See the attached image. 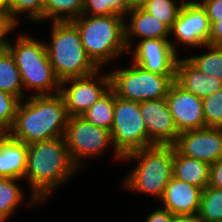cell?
<instances>
[{
	"instance_id": "obj_16",
	"label": "cell",
	"mask_w": 222,
	"mask_h": 222,
	"mask_svg": "<svg viewBox=\"0 0 222 222\" xmlns=\"http://www.w3.org/2000/svg\"><path fill=\"white\" fill-rule=\"evenodd\" d=\"M203 189L172 178L167 184L162 201V208L171 214H198Z\"/></svg>"
},
{
	"instance_id": "obj_36",
	"label": "cell",
	"mask_w": 222,
	"mask_h": 222,
	"mask_svg": "<svg viewBox=\"0 0 222 222\" xmlns=\"http://www.w3.org/2000/svg\"><path fill=\"white\" fill-rule=\"evenodd\" d=\"M172 216L168 210L164 208L153 211L146 219V222H171Z\"/></svg>"
},
{
	"instance_id": "obj_1",
	"label": "cell",
	"mask_w": 222,
	"mask_h": 222,
	"mask_svg": "<svg viewBox=\"0 0 222 222\" xmlns=\"http://www.w3.org/2000/svg\"><path fill=\"white\" fill-rule=\"evenodd\" d=\"M77 169L71 160L64 137L27 145V166L24 178L32 191L28 206L37 202L44 203L51 191L69 180Z\"/></svg>"
},
{
	"instance_id": "obj_18",
	"label": "cell",
	"mask_w": 222,
	"mask_h": 222,
	"mask_svg": "<svg viewBox=\"0 0 222 222\" xmlns=\"http://www.w3.org/2000/svg\"><path fill=\"white\" fill-rule=\"evenodd\" d=\"M126 15H130V23L125 24V41L130 50V37L145 39H169L170 29L155 16L145 11L142 7L133 8Z\"/></svg>"
},
{
	"instance_id": "obj_32",
	"label": "cell",
	"mask_w": 222,
	"mask_h": 222,
	"mask_svg": "<svg viewBox=\"0 0 222 222\" xmlns=\"http://www.w3.org/2000/svg\"><path fill=\"white\" fill-rule=\"evenodd\" d=\"M16 24L5 11H0V51L6 50L9 45L6 35L16 28Z\"/></svg>"
},
{
	"instance_id": "obj_2",
	"label": "cell",
	"mask_w": 222,
	"mask_h": 222,
	"mask_svg": "<svg viewBox=\"0 0 222 222\" xmlns=\"http://www.w3.org/2000/svg\"><path fill=\"white\" fill-rule=\"evenodd\" d=\"M20 101L16 118L8 134L27 145L64 137L69 119L65 100L55 95H31Z\"/></svg>"
},
{
	"instance_id": "obj_22",
	"label": "cell",
	"mask_w": 222,
	"mask_h": 222,
	"mask_svg": "<svg viewBox=\"0 0 222 222\" xmlns=\"http://www.w3.org/2000/svg\"><path fill=\"white\" fill-rule=\"evenodd\" d=\"M114 108L115 93L110 88L81 117L98 127L111 130Z\"/></svg>"
},
{
	"instance_id": "obj_38",
	"label": "cell",
	"mask_w": 222,
	"mask_h": 222,
	"mask_svg": "<svg viewBox=\"0 0 222 222\" xmlns=\"http://www.w3.org/2000/svg\"><path fill=\"white\" fill-rule=\"evenodd\" d=\"M149 0H128L129 6L131 9L142 7Z\"/></svg>"
},
{
	"instance_id": "obj_15",
	"label": "cell",
	"mask_w": 222,
	"mask_h": 222,
	"mask_svg": "<svg viewBox=\"0 0 222 222\" xmlns=\"http://www.w3.org/2000/svg\"><path fill=\"white\" fill-rule=\"evenodd\" d=\"M148 138L159 145H173L180 134L169 111L166 98L140 102Z\"/></svg>"
},
{
	"instance_id": "obj_24",
	"label": "cell",
	"mask_w": 222,
	"mask_h": 222,
	"mask_svg": "<svg viewBox=\"0 0 222 222\" xmlns=\"http://www.w3.org/2000/svg\"><path fill=\"white\" fill-rule=\"evenodd\" d=\"M18 178H0V222H5L23 200L21 188L16 185Z\"/></svg>"
},
{
	"instance_id": "obj_17",
	"label": "cell",
	"mask_w": 222,
	"mask_h": 222,
	"mask_svg": "<svg viewBox=\"0 0 222 222\" xmlns=\"http://www.w3.org/2000/svg\"><path fill=\"white\" fill-rule=\"evenodd\" d=\"M175 82L184 90L204 99L222 89V81L201 72L187 57L177 60Z\"/></svg>"
},
{
	"instance_id": "obj_20",
	"label": "cell",
	"mask_w": 222,
	"mask_h": 222,
	"mask_svg": "<svg viewBox=\"0 0 222 222\" xmlns=\"http://www.w3.org/2000/svg\"><path fill=\"white\" fill-rule=\"evenodd\" d=\"M210 165L181 155L174 147L173 177L205 189L209 185Z\"/></svg>"
},
{
	"instance_id": "obj_19",
	"label": "cell",
	"mask_w": 222,
	"mask_h": 222,
	"mask_svg": "<svg viewBox=\"0 0 222 222\" xmlns=\"http://www.w3.org/2000/svg\"><path fill=\"white\" fill-rule=\"evenodd\" d=\"M27 144L8 133L0 141V178L22 179L26 174Z\"/></svg>"
},
{
	"instance_id": "obj_29",
	"label": "cell",
	"mask_w": 222,
	"mask_h": 222,
	"mask_svg": "<svg viewBox=\"0 0 222 222\" xmlns=\"http://www.w3.org/2000/svg\"><path fill=\"white\" fill-rule=\"evenodd\" d=\"M25 12L31 21H43L44 0H8V15L17 26L19 23L17 15Z\"/></svg>"
},
{
	"instance_id": "obj_37",
	"label": "cell",
	"mask_w": 222,
	"mask_h": 222,
	"mask_svg": "<svg viewBox=\"0 0 222 222\" xmlns=\"http://www.w3.org/2000/svg\"><path fill=\"white\" fill-rule=\"evenodd\" d=\"M171 222H201L198 214H175Z\"/></svg>"
},
{
	"instance_id": "obj_7",
	"label": "cell",
	"mask_w": 222,
	"mask_h": 222,
	"mask_svg": "<svg viewBox=\"0 0 222 222\" xmlns=\"http://www.w3.org/2000/svg\"><path fill=\"white\" fill-rule=\"evenodd\" d=\"M110 88L115 95L128 101L164 99L175 75H160L144 70L135 63L132 66L109 73Z\"/></svg>"
},
{
	"instance_id": "obj_5",
	"label": "cell",
	"mask_w": 222,
	"mask_h": 222,
	"mask_svg": "<svg viewBox=\"0 0 222 222\" xmlns=\"http://www.w3.org/2000/svg\"><path fill=\"white\" fill-rule=\"evenodd\" d=\"M174 145H152L122 157V161L138 160L123 184L127 189L161 199L173 176ZM130 159V160H129Z\"/></svg>"
},
{
	"instance_id": "obj_4",
	"label": "cell",
	"mask_w": 222,
	"mask_h": 222,
	"mask_svg": "<svg viewBox=\"0 0 222 222\" xmlns=\"http://www.w3.org/2000/svg\"><path fill=\"white\" fill-rule=\"evenodd\" d=\"M51 25V43L45 45L60 82L100 70L87 55L80 33L71 21L53 22Z\"/></svg>"
},
{
	"instance_id": "obj_33",
	"label": "cell",
	"mask_w": 222,
	"mask_h": 222,
	"mask_svg": "<svg viewBox=\"0 0 222 222\" xmlns=\"http://www.w3.org/2000/svg\"><path fill=\"white\" fill-rule=\"evenodd\" d=\"M199 3L205 9L210 25L222 18V0H202Z\"/></svg>"
},
{
	"instance_id": "obj_30",
	"label": "cell",
	"mask_w": 222,
	"mask_h": 222,
	"mask_svg": "<svg viewBox=\"0 0 222 222\" xmlns=\"http://www.w3.org/2000/svg\"><path fill=\"white\" fill-rule=\"evenodd\" d=\"M205 127L222 126V89L202 99Z\"/></svg>"
},
{
	"instance_id": "obj_9",
	"label": "cell",
	"mask_w": 222,
	"mask_h": 222,
	"mask_svg": "<svg viewBox=\"0 0 222 222\" xmlns=\"http://www.w3.org/2000/svg\"><path fill=\"white\" fill-rule=\"evenodd\" d=\"M64 140L71 160L77 168L83 166L80 158L99 156L109 147L108 144L113 143L110 130L98 127L81 116L69 117Z\"/></svg>"
},
{
	"instance_id": "obj_26",
	"label": "cell",
	"mask_w": 222,
	"mask_h": 222,
	"mask_svg": "<svg viewBox=\"0 0 222 222\" xmlns=\"http://www.w3.org/2000/svg\"><path fill=\"white\" fill-rule=\"evenodd\" d=\"M130 9L128 0H83L82 14L89 16L120 15L125 18Z\"/></svg>"
},
{
	"instance_id": "obj_34",
	"label": "cell",
	"mask_w": 222,
	"mask_h": 222,
	"mask_svg": "<svg viewBox=\"0 0 222 222\" xmlns=\"http://www.w3.org/2000/svg\"><path fill=\"white\" fill-rule=\"evenodd\" d=\"M208 186L222 189V158L210 165Z\"/></svg>"
},
{
	"instance_id": "obj_27",
	"label": "cell",
	"mask_w": 222,
	"mask_h": 222,
	"mask_svg": "<svg viewBox=\"0 0 222 222\" xmlns=\"http://www.w3.org/2000/svg\"><path fill=\"white\" fill-rule=\"evenodd\" d=\"M209 52L187 59L201 72L210 74L222 81V46L205 45Z\"/></svg>"
},
{
	"instance_id": "obj_28",
	"label": "cell",
	"mask_w": 222,
	"mask_h": 222,
	"mask_svg": "<svg viewBox=\"0 0 222 222\" xmlns=\"http://www.w3.org/2000/svg\"><path fill=\"white\" fill-rule=\"evenodd\" d=\"M183 2L182 0L178 5L176 0H149L142 8L171 29Z\"/></svg>"
},
{
	"instance_id": "obj_11",
	"label": "cell",
	"mask_w": 222,
	"mask_h": 222,
	"mask_svg": "<svg viewBox=\"0 0 222 222\" xmlns=\"http://www.w3.org/2000/svg\"><path fill=\"white\" fill-rule=\"evenodd\" d=\"M177 42L187 46L199 47L208 44L211 25L205 9L197 1L183 2L176 21L170 29V34Z\"/></svg>"
},
{
	"instance_id": "obj_35",
	"label": "cell",
	"mask_w": 222,
	"mask_h": 222,
	"mask_svg": "<svg viewBox=\"0 0 222 222\" xmlns=\"http://www.w3.org/2000/svg\"><path fill=\"white\" fill-rule=\"evenodd\" d=\"M208 45L222 46V18L211 25V33L208 39Z\"/></svg>"
},
{
	"instance_id": "obj_39",
	"label": "cell",
	"mask_w": 222,
	"mask_h": 222,
	"mask_svg": "<svg viewBox=\"0 0 222 222\" xmlns=\"http://www.w3.org/2000/svg\"><path fill=\"white\" fill-rule=\"evenodd\" d=\"M0 11H5L8 14V0H0Z\"/></svg>"
},
{
	"instance_id": "obj_8",
	"label": "cell",
	"mask_w": 222,
	"mask_h": 222,
	"mask_svg": "<svg viewBox=\"0 0 222 222\" xmlns=\"http://www.w3.org/2000/svg\"><path fill=\"white\" fill-rule=\"evenodd\" d=\"M110 132L114 155L121 160L123 156L131 152L155 145L148 138L140 112V102L124 100L116 95Z\"/></svg>"
},
{
	"instance_id": "obj_10",
	"label": "cell",
	"mask_w": 222,
	"mask_h": 222,
	"mask_svg": "<svg viewBox=\"0 0 222 222\" xmlns=\"http://www.w3.org/2000/svg\"><path fill=\"white\" fill-rule=\"evenodd\" d=\"M98 73H100L99 70L87 76L71 78L61 82L60 94L65 100L70 117L81 116L110 89L109 74L98 78ZM66 84L71 86L67 88Z\"/></svg>"
},
{
	"instance_id": "obj_25",
	"label": "cell",
	"mask_w": 222,
	"mask_h": 222,
	"mask_svg": "<svg viewBox=\"0 0 222 222\" xmlns=\"http://www.w3.org/2000/svg\"><path fill=\"white\" fill-rule=\"evenodd\" d=\"M198 216L201 222H222V189L207 186L202 191Z\"/></svg>"
},
{
	"instance_id": "obj_13",
	"label": "cell",
	"mask_w": 222,
	"mask_h": 222,
	"mask_svg": "<svg viewBox=\"0 0 222 222\" xmlns=\"http://www.w3.org/2000/svg\"><path fill=\"white\" fill-rule=\"evenodd\" d=\"M132 61L146 71L160 75H175L178 60L175 43L169 39L138 41Z\"/></svg>"
},
{
	"instance_id": "obj_3",
	"label": "cell",
	"mask_w": 222,
	"mask_h": 222,
	"mask_svg": "<svg viewBox=\"0 0 222 222\" xmlns=\"http://www.w3.org/2000/svg\"><path fill=\"white\" fill-rule=\"evenodd\" d=\"M78 29L82 44L92 62L98 67L128 51L125 41L124 17L120 15L85 16L71 21Z\"/></svg>"
},
{
	"instance_id": "obj_40",
	"label": "cell",
	"mask_w": 222,
	"mask_h": 222,
	"mask_svg": "<svg viewBox=\"0 0 222 222\" xmlns=\"http://www.w3.org/2000/svg\"><path fill=\"white\" fill-rule=\"evenodd\" d=\"M7 134L2 128H0V141L4 138V136Z\"/></svg>"
},
{
	"instance_id": "obj_31",
	"label": "cell",
	"mask_w": 222,
	"mask_h": 222,
	"mask_svg": "<svg viewBox=\"0 0 222 222\" xmlns=\"http://www.w3.org/2000/svg\"><path fill=\"white\" fill-rule=\"evenodd\" d=\"M20 101L17 96L0 90V128L7 133L14 125Z\"/></svg>"
},
{
	"instance_id": "obj_21",
	"label": "cell",
	"mask_w": 222,
	"mask_h": 222,
	"mask_svg": "<svg viewBox=\"0 0 222 222\" xmlns=\"http://www.w3.org/2000/svg\"><path fill=\"white\" fill-rule=\"evenodd\" d=\"M0 90L24 99L20 71L8 49L0 51Z\"/></svg>"
},
{
	"instance_id": "obj_23",
	"label": "cell",
	"mask_w": 222,
	"mask_h": 222,
	"mask_svg": "<svg viewBox=\"0 0 222 222\" xmlns=\"http://www.w3.org/2000/svg\"><path fill=\"white\" fill-rule=\"evenodd\" d=\"M82 12L83 0H44V19L52 22L72 21Z\"/></svg>"
},
{
	"instance_id": "obj_14",
	"label": "cell",
	"mask_w": 222,
	"mask_h": 222,
	"mask_svg": "<svg viewBox=\"0 0 222 222\" xmlns=\"http://www.w3.org/2000/svg\"><path fill=\"white\" fill-rule=\"evenodd\" d=\"M166 102L179 133L205 128L202 99L175 81L168 90Z\"/></svg>"
},
{
	"instance_id": "obj_6",
	"label": "cell",
	"mask_w": 222,
	"mask_h": 222,
	"mask_svg": "<svg viewBox=\"0 0 222 222\" xmlns=\"http://www.w3.org/2000/svg\"><path fill=\"white\" fill-rule=\"evenodd\" d=\"M7 49L20 71L24 89L36 90L33 95L37 96L60 93L61 82L53 71L44 42L22 34L16 44L9 41Z\"/></svg>"
},
{
	"instance_id": "obj_12",
	"label": "cell",
	"mask_w": 222,
	"mask_h": 222,
	"mask_svg": "<svg viewBox=\"0 0 222 222\" xmlns=\"http://www.w3.org/2000/svg\"><path fill=\"white\" fill-rule=\"evenodd\" d=\"M173 145L181 155L209 165L222 158V133L219 128L205 127L182 132Z\"/></svg>"
}]
</instances>
